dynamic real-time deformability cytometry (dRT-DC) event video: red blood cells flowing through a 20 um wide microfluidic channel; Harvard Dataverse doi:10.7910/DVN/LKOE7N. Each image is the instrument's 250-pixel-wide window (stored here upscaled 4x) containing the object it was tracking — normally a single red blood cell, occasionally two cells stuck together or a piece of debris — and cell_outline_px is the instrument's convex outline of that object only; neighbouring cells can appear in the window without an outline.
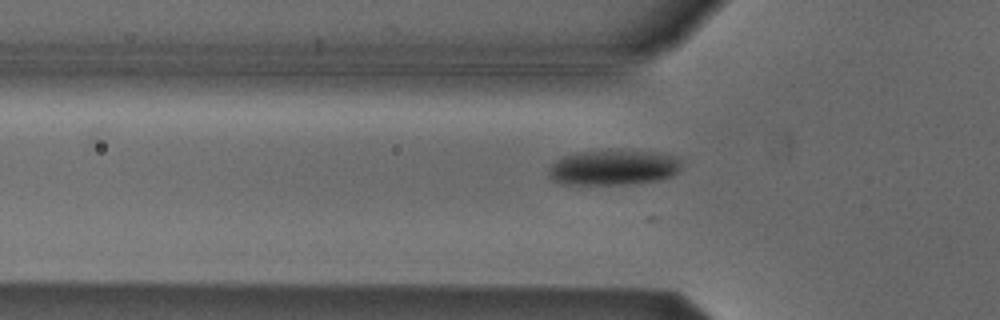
{"species": "Egyptian fruit bat (a non-hibernating species)", "species_latin": "Rousettus aegyptiacus", "temperature_condition": "cold", "stored_images_in_passage": 22, "camera_frame_rate_fps": 3000, "um_per_image_px": 0.085, "animal": {"sex": "male"}, "frame": {"image": 1, "passage_image": 17, "time_ms": 5.333, "image_size_px": [1000, 320], "cell_outline_px": [[680, 168], [672, 176], [660, 180], [628, 184], [560, 184], [552, 180], [548, 176], [548, 168], [556, 160], [564, 156], [580, 152], [608, 148], [656, 152], [676, 156], [680, 160]], "centroid_in_image_um": [52.12, 14.21], "position_along_channel_um": 73.7, "area_um2": 27.92}}
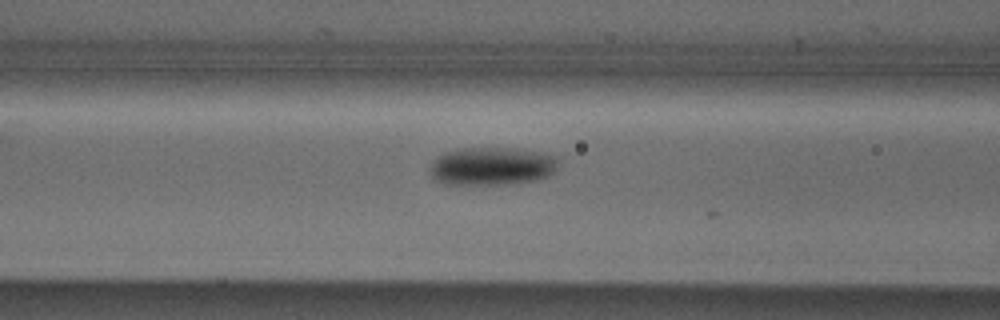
{"frame": {"image": 2, "passage_image": 21, "time_ms": 6.667, "image_size_px": [1000, 320], "cell_outline_px": [[556, 168], [548, 176], [536, 180], [508, 184], [444, 184], [432, 180], [428, 172], [428, 168], [440, 156], [448, 152], [464, 148], [516, 148], [540, 152], [556, 156]], "centroid_in_image_um": [41.78, 14.14], "position_along_channel_um": 124.8, "area_um2": 28.44}}